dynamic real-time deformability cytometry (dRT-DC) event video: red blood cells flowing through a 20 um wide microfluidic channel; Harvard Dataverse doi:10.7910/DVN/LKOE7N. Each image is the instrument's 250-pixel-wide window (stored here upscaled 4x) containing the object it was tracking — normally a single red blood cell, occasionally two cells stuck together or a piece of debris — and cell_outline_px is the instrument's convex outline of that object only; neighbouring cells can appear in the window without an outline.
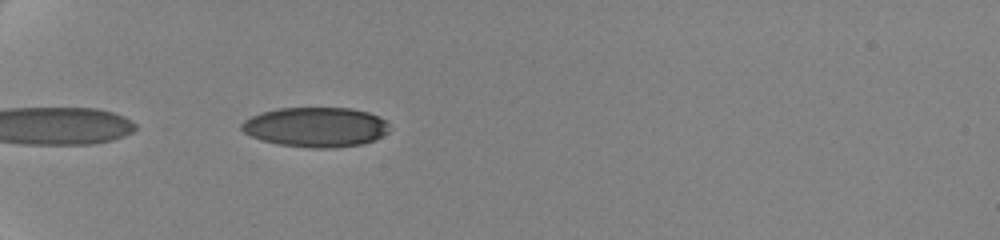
{"species": "human", "species_latin": "Homo sapiens", "temperature_condition": "cold", "stored_images_in_passage": 8, "camera_frame_rate_fps": 3000, "um_per_image_px": 0.085, "donor": {"sex": "female"}, "frame": {"image": 1, "passage_image": 1, "time_ms": 0.0, "image_size_px": [1000, 240], "cell_outline_px": [[388, 132], [376, 140], [364, 144], [336, 148], [312, 148], [280, 144], [260, 140], [244, 132], [240, 128], [240, 124], [244, 120], [260, 112], [276, 108], [352, 108], [368, 112], [380, 116], [388, 124]], "centroid_in_image_um": [26.85, 10.8], "position_along_channel_um": 58.2, "area_um2": 34.56}}
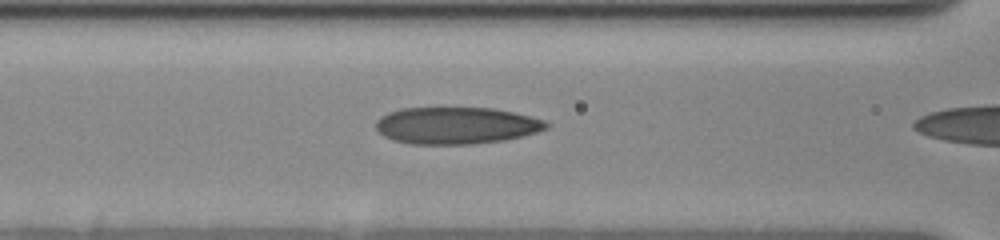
{"frame": {"image": 2, "passage_image": 6, "time_ms": 1.333, "image_size_px": [1000, 240], "cell_outline_px": [[548, 128], [524, 136], [504, 140], [472, 144], [408, 144], [392, 140], [384, 136], [376, 128], [376, 120], [380, 116], [388, 112], [400, 108], [492, 108], [512, 112], [544, 120], [548, 124]], "centroid_in_image_um": [38.74, 10.67], "position_along_channel_um": 127.9, "area_um2": 36.7}}